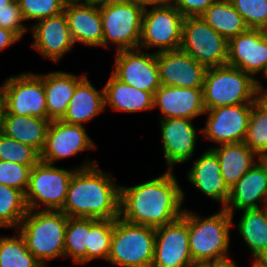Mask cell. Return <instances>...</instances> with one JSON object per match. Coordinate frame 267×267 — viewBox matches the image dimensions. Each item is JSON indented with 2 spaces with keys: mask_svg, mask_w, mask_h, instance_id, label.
I'll return each instance as SVG.
<instances>
[{
  "mask_svg": "<svg viewBox=\"0 0 267 267\" xmlns=\"http://www.w3.org/2000/svg\"><path fill=\"white\" fill-rule=\"evenodd\" d=\"M184 193L171 170L148 182L120 186L119 217L132 224L159 227L182 217ZM123 215V216H122Z\"/></svg>",
  "mask_w": 267,
  "mask_h": 267,
  "instance_id": "obj_1",
  "label": "cell"
},
{
  "mask_svg": "<svg viewBox=\"0 0 267 267\" xmlns=\"http://www.w3.org/2000/svg\"><path fill=\"white\" fill-rule=\"evenodd\" d=\"M86 163L71 177L61 211L68 217L118 218L120 186H115L110 177L96 167V162Z\"/></svg>",
  "mask_w": 267,
  "mask_h": 267,
  "instance_id": "obj_2",
  "label": "cell"
},
{
  "mask_svg": "<svg viewBox=\"0 0 267 267\" xmlns=\"http://www.w3.org/2000/svg\"><path fill=\"white\" fill-rule=\"evenodd\" d=\"M68 216L61 210H28L18 227L29 251L44 266L45 261L65 256Z\"/></svg>",
  "mask_w": 267,
  "mask_h": 267,
  "instance_id": "obj_3",
  "label": "cell"
},
{
  "mask_svg": "<svg viewBox=\"0 0 267 267\" xmlns=\"http://www.w3.org/2000/svg\"><path fill=\"white\" fill-rule=\"evenodd\" d=\"M232 220L224 208L205 219L188 212L189 249L197 266L227 258Z\"/></svg>",
  "mask_w": 267,
  "mask_h": 267,
  "instance_id": "obj_4",
  "label": "cell"
},
{
  "mask_svg": "<svg viewBox=\"0 0 267 267\" xmlns=\"http://www.w3.org/2000/svg\"><path fill=\"white\" fill-rule=\"evenodd\" d=\"M257 87L258 81L241 69L228 65L207 68L202 88L204 107L253 104Z\"/></svg>",
  "mask_w": 267,
  "mask_h": 267,
  "instance_id": "obj_5",
  "label": "cell"
},
{
  "mask_svg": "<svg viewBox=\"0 0 267 267\" xmlns=\"http://www.w3.org/2000/svg\"><path fill=\"white\" fill-rule=\"evenodd\" d=\"M154 249V227L114 219L109 262L119 267H151Z\"/></svg>",
  "mask_w": 267,
  "mask_h": 267,
  "instance_id": "obj_6",
  "label": "cell"
},
{
  "mask_svg": "<svg viewBox=\"0 0 267 267\" xmlns=\"http://www.w3.org/2000/svg\"><path fill=\"white\" fill-rule=\"evenodd\" d=\"M103 39L102 46L107 47L108 40L115 43L117 51L139 48L142 17V5L125 0H111L99 4Z\"/></svg>",
  "mask_w": 267,
  "mask_h": 267,
  "instance_id": "obj_7",
  "label": "cell"
},
{
  "mask_svg": "<svg viewBox=\"0 0 267 267\" xmlns=\"http://www.w3.org/2000/svg\"><path fill=\"white\" fill-rule=\"evenodd\" d=\"M180 49L206 68L227 65L228 41L201 16L184 18Z\"/></svg>",
  "mask_w": 267,
  "mask_h": 267,
  "instance_id": "obj_8",
  "label": "cell"
},
{
  "mask_svg": "<svg viewBox=\"0 0 267 267\" xmlns=\"http://www.w3.org/2000/svg\"><path fill=\"white\" fill-rule=\"evenodd\" d=\"M1 89V114L36 116L47 119L43 75L32 73L10 77Z\"/></svg>",
  "mask_w": 267,
  "mask_h": 267,
  "instance_id": "obj_9",
  "label": "cell"
},
{
  "mask_svg": "<svg viewBox=\"0 0 267 267\" xmlns=\"http://www.w3.org/2000/svg\"><path fill=\"white\" fill-rule=\"evenodd\" d=\"M75 170H65L39 161L32 167L25 202L28 210H36L39 202L45 210H61L66 200L68 185Z\"/></svg>",
  "mask_w": 267,
  "mask_h": 267,
  "instance_id": "obj_10",
  "label": "cell"
},
{
  "mask_svg": "<svg viewBox=\"0 0 267 267\" xmlns=\"http://www.w3.org/2000/svg\"><path fill=\"white\" fill-rule=\"evenodd\" d=\"M184 18L172 4L153 6L150 11L145 7L139 48L160 47L157 52L180 49Z\"/></svg>",
  "mask_w": 267,
  "mask_h": 267,
  "instance_id": "obj_11",
  "label": "cell"
},
{
  "mask_svg": "<svg viewBox=\"0 0 267 267\" xmlns=\"http://www.w3.org/2000/svg\"><path fill=\"white\" fill-rule=\"evenodd\" d=\"M151 267H197L189 249L188 211L178 220L155 228Z\"/></svg>",
  "mask_w": 267,
  "mask_h": 267,
  "instance_id": "obj_12",
  "label": "cell"
},
{
  "mask_svg": "<svg viewBox=\"0 0 267 267\" xmlns=\"http://www.w3.org/2000/svg\"><path fill=\"white\" fill-rule=\"evenodd\" d=\"M115 70L111 72L122 82L154 94L160 88L156 52L140 53V48L117 51Z\"/></svg>",
  "mask_w": 267,
  "mask_h": 267,
  "instance_id": "obj_13",
  "label": "cell"
},
{
  "mask_svg": "<svg viewBox=\"0 0 267 267\" xmlns=\"http://www.w3.org/2000/svg\"><path fill=\"white\" fill-rule=\"evenodd\" d=\"M252 104L221 106L208 113L205 136L219 144L243 142L249 125Z\"/></svg>",
  "mask_w": 267,
  "mask_h": 267,
  "instance_id": "obj_14",
  "label": "cell"
},
{
  "mask_svg": "<svg viewBox=\"0 0 267 267\" xmlns=\"http://www.w3.org/2000/svg\"><path fill=\"white\" fill-rule=\"evenodd\" d=\"M161 85L203 88L207 68L182 49L156 52Z\"/></svg>",
  "mask_w": 267,
  "mask_h": 267,
  "instance_id": "obj_15",
  "label": "cell"
},
{
  "mask_svg": "<svg viewBox=\"0 0 267 267\" xmlns=\"http://www.w3.org/2000/svg\"><path fill=\"white\" fill-rule=\"evenodd\" d=\"M227 65L251 76L267 71V31L247 29L228 41Z\"/></svg>",
  "mask_w": 267,
  "mask_h": 267,
  "instance_id": "obj_16",
  "label": "cell"
},
{
  "mask_svg": "<svg viewBox=\"0 0 267 267\" xmlns=\"http://www.w3.org/2000/svg\"><path fill=\"white\" fill-rule=\"evenodd\" d=\"M91 148L94 149L95 144L88 137L83 125L54 120L50 122L47 129L45 146L40 153V161L54 164L56 160Z\"/></svg>",
  "mask_w": 267,
  "mask_h": 267,
  "instance_id": "obj_17",
  "label": "cell"
},
{
  "mask_svg": "<svg viewBox=\"0 0 267 267\" xmlns=\"http://www.w3.org/2000/svg\"><path fill=\"white\" fill-rule=\"evenodd\" d=\"M156 106H159L164 114L162 119L187 118L191 120L206 112L202 88L160 85V88L153 94V107Z\"/></svg>",
  "mask_w": 267,
  "mask_h": 267,
  "instance_id": "obj_18",
  "label": "cell"
},
{
  "mask_svg": "<svg viewBox=\"0 0 267 267\" xmlns=\"http://www.w3.org/2000/svg\"><path fill=\"white\" fill-rule=\"evenodd\" d=\"M32 28L34 35L32 47L55 62L74 45L64 12L41 19Z\"/></svg>",
  "mask_w": 267,
  "mask_h": 267,
  "instance_id": "obj_19",
  "label": "cell"
},
{
  "mask_svg": "<svg viewBox=\"0 0 267 267\" xmlns=\"http://www.w3.org/2000/svg\"><path fill=\"white\" fill-rule=\"evenodd\" d=\"M238 182L230 189V196L224 209L233 216L235 209L260 208L264 200L267 206V159H258Z\"/></svg>",
  "mask_w": 267,
  "mask_h": 267,
  "instance_id": "obj_20",
  "label": "cell"
},
{
  "mask_svg": "<svg viewBox=\"0 0 267 267\" xmlns=\"http://www.w3.org/2000/svg\"><path fill=\"white\" fill-rule=\"evenodd\" d=\"M71 37L88 46H102L103 30L99 4L69 2L65 4Z\"/></svg>",
  "mask_w": 267,
  "mask_h": 267,
  "instance_id": "obj_21",
  "label": "cell"
},
{
  "mask_svg": "<svg viewBox=\"0 0 267 267\" xmlns=\"http://www.w3.org/2000/svg\"><path fill=\"white\" fill-rule=\"evenodd\" d=\"M164 157L170 166L191 158L197 140V131L187 118H168L161 122Z\"/></svg>",
  "mask_w": 267,
  "mask_h": 267,
  "instance_id": "obj_22",
  "label": "cell"
},
{
  "mask_svg": "<svg viewBox=\"0 0 267 267\" xmlns=\"http://www.w3.org/2000/svg\"><path fill=\"white\" fill-rule=\"evenodd\" d=\"M188 178L201 192L221 202L225 208L230 196V188L222 177L219 160L211 149L205 151L196 160L188 173Z\"/></svg>",
  "mask_w": 267,
  "mask_h": 267,
  "instance_id": "obj_23",
  "label": "cell"
},
{
  "mask_svg": "<svg viewBox=\"0 0 267 267\" xmlns=\"http://www.w3.org/2000/svg\"><path fill=\"white\" fill-rule=\"evenodd\" d=\"M50 122L48 119L36 116L0 114V131L16 141L32 146L41 153Z\"/></svg>",
  "mask_w": 267,
  "mask_h": 267,
  "instance_id": "obj_24",
  "label": "cell"
},
{
  "mask_svg": "<svg viewBox=\"0 0 267 267\" xmlns=\"http://www.w3.org/2000/svg\"><path fill=\"white\" fill-rule=\"evenodd\" d=\"M84 77L60 71L43 75L48 120L54 121L63 118L77 84Z\"/></svg>",
  "mask_w": 267,
  "mask_h": 267,
  "instance_id": "obj_25",
  "label": "cell"
},
{
  "mask_svg": "<svg viewBox=\"0 0 267 267\" xmlns=\"http://www.w3.org/2000/svg\"><path fill=\"white\" fill-rule=\"evenodd\" d=\"M105 109L104 88L97 91L85 76L76 86L67 111L61 121L82 125Z\"/></svg>",
  "mask_w": 267,
  "mask_h": 267,
  "instance_id": "obj_26",
  "label": "cell"
},
{
  "mask_svg": "<svg viewBox=\"0 0 267 267\" xmlns=\"http://www.w3.org/2000/svg\"><path fill=\"white\" fill-rule=\"evenodd\" d=\"M211 150L219 160L222 177L230 189L257 163L256 154L244 142L220 144Z\"/></svg>",
  "mask_w": 267,
  "mask_h": 267,
  "instance_id": "obj_27",
  "label": "cell"
},
{
  "mask_svg": "<svg viewBox=\"0 0 267 267\" xmlns=\"http://www.w3.org/2000/svg\"><path fill=\"white\" fill-rule=\"evenodd\" d=\"M104 100L114 110L138 112L152 109L153 94L134 88L117 79L112 73L104 86Z\"/></svg>",
  "mask_w": 267,
  "mask_h": 267,
  "instance_id": "obj_28",
  "label": "cell"
},
{
  "mask_svg": "<svg viewBox=\"0 0 267 267\" xmlns=\"http://www.w3.org/2000/svg\"><path fill=\"white\" fill-rule=\"evenodd\" d=\"M244 209L238 230L256 260L267 258V206Z\"/></svg>",
  "mask_w": 267,
  "mask_h": 267,
  "instance_id": "obj_29",
  "label": "cell"
},
{
  "mask_svg": "<svg viewBox=\"0 0 267 267\" xmlns=\"http://www.w3.org/2000/svg\"><path fill=\"white\" fill-rule=\"evenodd\" d=\"M203 20L227 41L245 32L248 27L230 0H216L201 15Z\"/></svg>",
  "mask_w": 267,
  "mask_h": 267,
  "instance_id": "obj_30",
  "label": "cell"
},
{
  "mask_svg": "<svg viewBox=\"0 0 267 267\" xmlns=\"http://www.w3.org/2000/svg\"><path fill=\"white\" fill-rule=\"evenodd\" d=\"M64 240L65 256L70 255L75 263H87L89 218L69 217Z\"/></svg>",
  "mask_w": 267,
  "mask_h": 267,
  "instance_id": "obj_31",
  "label": "cell"
},
{
  "mask_svg": "<svg viewBox=\"0 0 267 267\" xmlns=\"http://www.w3.org/2000/svg\"><path fill=\"white\" fill-rule=\"evenodd\" d=\"M25 194L0 184V227H18L27 213Z\"/></svg>",
  "mask_w": 267,
  "mask_h": 267,
  "instance_id": "obj_32",
  "label": "cell"
},
{
  "mask_svg": "<svg viewBox=\"0 0 267 267\" xmlns=\"http://www.w3.org/2000/svg\"><path fill=\"white\" fill-rule=\"evenodd\" d=\"M0 267H43L29 251L24 238L0 237Z\"/></svg>",
  "mask_w": 267,
  "mask_h": 267,
  "instance_id": "obj_33",
  "label": "cell"
},
{
  "mask_svg": "<svg viewBox=\"0 0 267 267\" xmlns=\"http://www.w3.org/2000/svg\"><path fill=\"white\" fill-rule=\"evenodd\" d=\"M114 219L89 218V240L87 245V262L94 258L108 260Z\"/></svg>",
  "mask_w": 267,
  "mask_h": 267,
  "instance_id": "obj_34",
  "label": "cell"
},
{
  "mask_svg": "<svg viewBox=\"0 0 267 267\" xmlns=\"http://www.w3.org/2000/svg\"><path fill=\"white\" fill-rule=\"evenodd\" d=\"M260 159H267V114L252 104L249 125L243 141Z\"/></svg>",
  "mask_w": 267,
  "mask_h": 267,
  "instance_id": "obj_35",
  "label": "cell"
},
{
  "mask_svg": "<svg viewBox=\"0 0 267 267\" xmlns=\"http://www.w3.org/2000/svg\"><path fill=\"white\" fill-rule=\"evenodd\" d=\"M0 160L35 166L40 161V153L32 146L16 141L0 131Z\"/></svg>",
  "mask_w": 267,
  "mask_h": 267,
  "instance_id": "obj_36",
  "label": "cell"
},
{
  "mask_svg": "<svg viewBox=\"0 0 267 267\" xmlns=\"http://www.w3.org/2000/svg\"><path fill=\"white\" fill-rule=\"evenodd\" d=\"M248 29L267 31V0H230Z\"/></svg>",
  "mask_w": 267,
  "mask_h": 267,
  "instance_id": "obj_37",
  "label": "cell"
},
{
  "mask_svg": "<svg viewBox=\"0 0 267 267\" xmlns=\"http://www.w3.org/2000/svg\"><path fill=\"white\" fill-rule=\"evenodd\" d=\"M24 20L44 18L64 12V0H18Z\"/></svg>",
  "mask_w": 267,
  "mask_h": 267,
  "instance_id": "obj_38",
  "label": "cell"
},
{
  "mask_svg": "<svg viewBox=\"0 0 267 267\" xmlns=\"http://www.w3.org/2000/svg\"><path fill=\"white\" fill-rule=\"evenodd\" d=\"M32 167L0 160V184L14 187L25 194Z\"/></svg>",
  "mask_w": 267,
  "mask_h": 267,
  "instance_id": "obj_39",
  "label": "cell"
},
{
  "mask_svg": "<svg viewBox=\"0 0 267 267\" xmlns=\"http://www.w3.org/2000/svg\"><path fill=\"white\" fill-rule=\"evenodd\" d=\"M22 21H24V17L20 10L18 0H14L9 5L0 8V27L14 32L20 39L28 30L23 26Z\"/></svg>",
  "mask_w": 267,
  "mask_h": 267,
  "instance_id": "obj_40",
  "label": "cell"
},
{
  "mask_svg": "<svg viewBox=\"0 0 267 267\" xmlns=\"http://www.w3.org/2000/svg\"><path fill=\"white\" fill-rule=\"evenodd\" d=\"M215 1L216 0H172L171 4L186 18L201 16Z\"/></svg>",
  "mask_w": 267,
  "mask_h": 267,
  "instance_id": "obj_41",
  "label": "cell"
},
{
  "mask_svg": "<svg viewBox=\"0 0 267 267\" xmlns=\"http://www.w3.org/2000/svg\"><path fill=\"white\" fill-rule=\"evenodd\" d=\"M20 40V38L12 31L0 27V50Z\"/></svg>",
  "mask_w": 267,
  "mask_h": 267,
  "instance_id": "obj_42",
  "label": "cell"
},
{
  "mask_svg": "<svg viewBox=\"0 0 267 267\" xmlns=\"http://www.w3.org/2000/svg\"><path fill=\"white\" fill-rule=\"evenodd\" d=\"M263 86L258 81V87L255 94V104L267 114V91L263 93Z\"/></svg>",
  "mask_w": 267,
  "mask_h": 267,
  "instance_id": "obj_43",
  "label": "cell"
},
{
  "mask_svg": "<svg viewBox=\"0 0 267 267\" xmlns=\"http://www.w3.org/2000/svg\"><path fill=\"white\" fill-rule=\"evenodd\" d=\"M125 1L142 5L144 8L146 7V5L166 6L172 3V0H125Z\"/></svg>",
  "mask_w": 267,
  "mask_h": 267,
  "instance_id": "obj_44",
  "label": "cell"
},
{
  "mask_svg": "<svg viewBox=\"0 0 267 267\" xmlns=\"http://www.w3.org/2000/svg\"><path fill=\"white\" fill-rule=\"evenodd\" d=\"M202 267H237L230 259L224 258L205 264Z\"/></svg>",
  "mask_w": 267,
  "mask_h": 267,
  "instance_id": "obj_45",
  "label": "cell"
},
{
  "mask_svg": "<svg viewBox=\"0 0 267 267\" xmlns=\"http://www.w3.org/2000/svg\"><path fill=\"white\" fill-rule=\"evenodd\" d=\"M252 267H267V261L266 260H256L253 262Z\"/></svg>",
  "mask_w": 267,
  "mask_h": 267,
  "instance_id": "obj_46",
  "label": "cell"
},
{
  "mask_svg": "<svg viewBox=\"0 0 267 267\" xmlns=\"http://www.w3.org/2000/svg\"><path fill=\"white\" fill-rule=\"evenodd\" d=\"M109 1L111 0H83L84 3H95V4H101Z\"/></svg>",
  "mask_w": 267,
  "mask_h": 267,
  "instance_id": "obj_47",
  "label": "cell"
},
{
  "mask_svg": "<svg viewBox=\"0 0 267 267\" xmlns=\"http://www.w3.org/2000/svg\"><path fill=\"white\" fill-rule=\"evenodd\" d=\"M14 0H0V8L5 7L12 3Z\"/></svg>",
  "mask_w": 267,
  "mask_h": 267,
  "instance_id": "obj_48",
  "label": "cell"
},
{
  "mask_svg": "<svg viewBox=\"0 0 267 267\" xmlns=\"http://www.w3.org/2000/svg\"><path fill=\"white\" fill-rule=\"evenodd\" d=\"M66 3H69V2H81V0H64Z\"/></svg>",
  "mask_w": 267,
  "mask_h": 267,
  "instance_id": "obj_49",
  "label": "cell"
},
{
  "mask_svg": "<svg viewBox=\"0 0 267 267\" xmlns=\"http://www.w3.org/2000/svg\"><path fill=\"white\" fill-rule=\"evenodd\" d=\"M0 110H2V98H1V89H0Z\"/></svg>",
  "mask_w": 267,
  "mask_h": 267,
  "instance_id": "obj_50",
  "label": "cell"
}]
</instances>
